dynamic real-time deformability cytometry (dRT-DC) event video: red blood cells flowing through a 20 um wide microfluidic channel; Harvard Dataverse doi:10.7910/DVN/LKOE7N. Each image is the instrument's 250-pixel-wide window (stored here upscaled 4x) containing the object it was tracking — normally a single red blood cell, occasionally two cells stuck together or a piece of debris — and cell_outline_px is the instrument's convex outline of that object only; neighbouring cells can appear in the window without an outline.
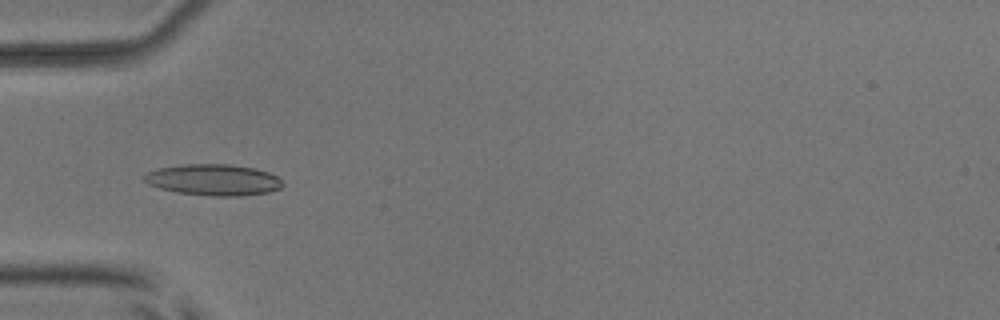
{"species": "common noctule bat (a hibernating species)", "species_latin": "Nyctalus noctula", "temperature_condition": "room temperature", "stored_images_in_passage": 47, "camera_frame_rate_fps": 3000, "um_per_image_px": 0.085, "animal": {"sex": "male", "body_mass_g": 17.9, "forearm_length_mm": 54.2}, "frame": {"image": 1, "passage_image": 17, "time_ms": 5.333, "image_size_px": [1000, 320], "cell_outline_px": [[284, 184], [280, 188], [268, 192], [240, 196], [212, 196], [176, 192], [160, 188], [148, 184], [140, 176], [148, 172], [160, 168], [180, 164], [228, 164], [256, 168], [268, 172], [276, 176]], "centroid_in_image_um": [18.12, 15.28], "position_along_channel_um": 66.9, "area_um2": 25.26}}
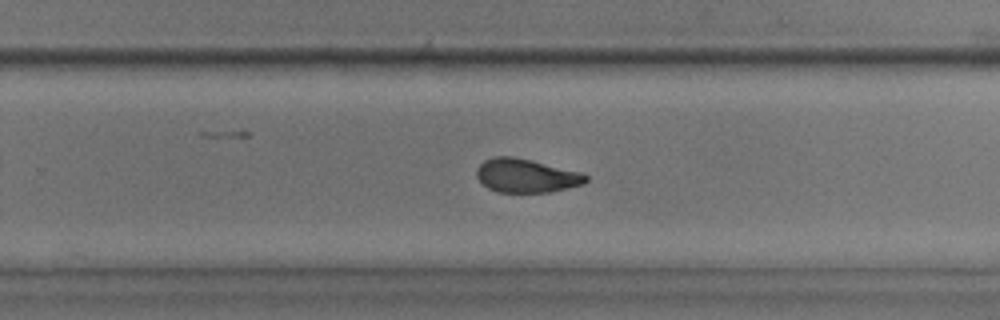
{"frame": {"image": 2, "passage_image": 34, "time_ms": 11.0, "image_size_px": [1000, 320], "cell_outline_px": [[588, 180], [584, 184], [548, 192], [496, 192], [488, 188], [476, 176], [476, 168], [484, 160], [496, 156], [512, 156], [532, 160], [580, 172], [588, 176]], "centroid_in_image_um": [44.71, 14.93], "position_along_channel_um": 285.1, "area_um2": 21.39}}
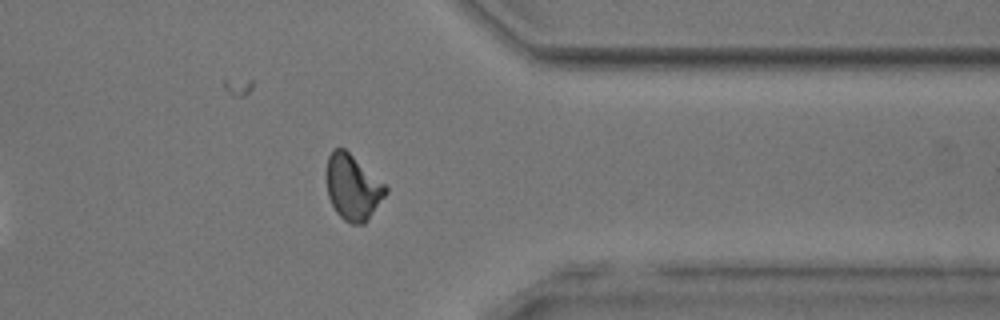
{"frame": {"image": 3, "passage_image": 42, "time_ms": 13.667, "image_size_px": [1000, 320], "cell_outline_px": [[388, 192], [364, 224], [352, 224], [344, 220], [336, 212], [328, 196], [328, 156], [332, 148], [344, 148], [384, 184], [388, 188]], "centroid_in_image_um": [29.99, 15.94], "position_along_channel_um": 381.4, "area_um2": 22.02}, "authors_computed_cell_mechanics": {"area_um2": 22.253, "velocity_mm_per_s": 3.8804, "shape_relaxation_time_tau1_ms": 6.6208, "shape_relaxation_time_tau2_ms": 1.9434, "deformation_change_tau1": 0.2049, "deformation_change_tau2": 0.0827}}